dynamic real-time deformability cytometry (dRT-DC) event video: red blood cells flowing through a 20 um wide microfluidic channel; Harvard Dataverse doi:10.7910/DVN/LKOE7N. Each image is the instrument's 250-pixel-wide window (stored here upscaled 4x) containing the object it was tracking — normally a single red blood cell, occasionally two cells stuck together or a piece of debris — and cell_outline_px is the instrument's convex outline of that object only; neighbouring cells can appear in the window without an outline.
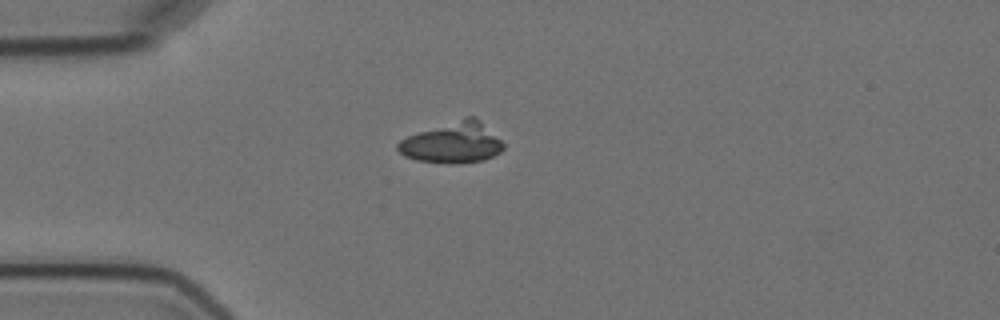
{"species": "Egyptian fruit bat (a non-hibernating species)", "species_latin": "Rousettus aegyptiacus", "temperature_condition": "cold", "stored_images_in_passage": 1, "camera_frame_rate_fps": 3000, "um_per_image_px": 0.085, "animal": {"sex": "female"}, "frame": {"image": 1, "passage_image": 1, "time_ms": 0.0, "image_size_px": [1000, 320], "cell_outline_px": [[504, 148], [500, 152], [484, 160], [452, 164], [416, 160], [404, 156], [396, 148], [396, 144], [400, 140], [408, 136], [464, 116], [476, 116], [504, 144]], "centroid_in_image_um": [38.46, 12.12], "position_along_channel_um": 46.5, "area_um2": 25.03}}